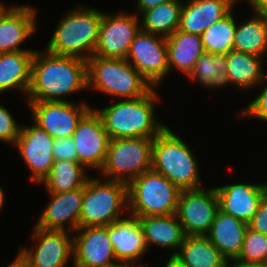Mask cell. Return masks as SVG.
I'll return each mask as SVG.
<instances>
[{
  "label": "cell",
  "mask_w": 267,
  "mask_h": 267,
  "mask_svg": "<svg viewBox=\"0 0 267 267\" xmlns=\"http://www.w3.org/2000/svg\"><path fill=\"white\" fill-rule=\"evenodd\" d=\"M166 41L169 73L170 69L176 68L184 73L183 75L188 76L204 53L201 35L185 33L177 29L166 38Z\"/></svg>",
  "instance_id": "26"
},
{
  "label": "cell",
  "mask_w": 267,
  "mask_h": 267,
  "mask_svg": "<svg viewBox=\"0 0 267 267\" xmlns=\"http://www.w3.org/2000/svg\"><path fill=\"white\" fill-rule=\"evenodd\" d=\"M4 3H1L0 2V14H1V12L6 8V6L5 5H3Z\"/></svg>",
  "instance_id": "46"
},
{
  "label": "cell",
  "mask_w": 267,
  "mask_h": 267,
  "mask_svg": "<svg viewBox=\"0 0 267 267\" xmlns=\"http://www.w3.org/2000/svg\"><path fill=\"white\" fill-rule=\"evenodd\" d=\"M226 267H267V263H246L234 259L227 261Z\"/></svg>",
  "instance_id": "41"
},
{
  "label": "cell",
  "mask_w": 267,
  "mask_h": 267,
  "mask_svg": "<svg viewBox=\"0 0 267 267\" xmlns=\"http://www.w3.org/2000/svg\"><path fill=\"white\" fill-rule=\"evenodd\" d=\"M6 267H31L29 260L23 255V253L18 249L17 256L14 261L7 265Z\"/></svg>",
  "instance_id": "40"
},
{
  "label": "cell",
  "mask_w": 267,
  "mask_h": 267,
  "mask_svg": "<svg viewBox=\"0 0 267 267\" xmlns=\"http://www.w3.org/2000/svg\"><path fill=\"white\" fill-rule=\"evenodd\" d=\"M32 231L35 248L18 247L31 267H66L73 259V234L69 231L43 230L36 226Z\"/></svg>",
  "instance_id": "15"
},
{
  "label": "cell",
  "mask_w": 267,
  "mask_h": 267,
  "mask_svg": "<svg viewBox=\"0 0 267 267\" xmlns=\"http://www.w3.org/2000/svg\"><path fill=\"white\" fill-rule=\"evenodd\" d=\"M34 53L35 51L0 53V93L17 89L27 97Z\"/></svg>",
  "instance_id": "25"
},
{
  "label": "cell",
  "mask_w": 267,
  "mask_h": 267,
  "mask_svg": "<svg viewBox=\"0 0 267 267\" xmlns=\"http://www.w3.org/2000/svg\"><path fill=\"white\" fill-rule=\"evenodd\" d=\"M4 196L5 195H4L3 189L0 186V211H1L2 207H3V205H4V200H5Z\"/></svg>",
  "instance_id": "43"
},
{
  "label": "cell",
  "mask_w": 267,
  "mask_h": 267,
  "mask_svg": "<svg viewBox=\"0 0 267 267\" xmlns=\"http://www.w3.org/2000/svg\"><path fill=\"white\" fill-rule=\"evenodd\" d=\"M78 161L55 160L49 173L39 183L47 192L61 193L73 191L85 185L90 177Z\"/></svg>",
  "instance_id": "28"
},
{
  "label": "cell",
  "mask_w": 267,
  "mask_h": 267,
  "mask_svg": "<svg viewBox=\"0 0 267 267\" xmlns=\"http://www.w3.org/2000/svg\"><path fill=\"white\" fill-rule=\"evenodd\" d=\"M44 51L34 53L26 102L66 101L62 97L87 89L86 60Z\"/></svg>",
  "instance_id": "1"
},
{
  "label": "cell",
  "mask_w": 267,
  "mask_h": 267,
  "mask_svg": "<svg viewBox=\"0 0 267 267\" xmlns=\"http://www.w3.org/2000/svg\"><path fill=\"white\" fill-rule=\"evenodd\" d=\"M236 260L246 263H267V236L248 227L242 250Z\"/></svg>",
  "instance_id": "33"
},
{
  "label": "cell",
  "mask_w": 267,
  "mask_h": 267,
  "mask_svg": "<svg viewBox=\"0 0 267 267\" xmlns=\"http://www.w3.org/2000/svg\"><path fill=\"white\" fill-rule=\"evenodd\" d=\"M226 2H228L231 6H235V4L240 3L238 0H225ZM251 0H248V4L250 5Z\"/></svg>",
  "instance_id": "44"
},
{
  "label": "cell",
  "mask_w": 267,
  "mask_h": 267,
  "mask_svg": "<svg viewBox=\"0 0 267 267\" xmlns=\"http://www.w3.org/2000/svg\"><path fill=\"white\" fill-rule=\"evenodd\" d=\"M120 99L146 95L153 87L126 59L92 56L87 60V89Z\"/></svg>",
  "instance_id": "5"
},
{
  "label": "cell",
  "mask_w": 267,
  "mask_h": 267,
  "mask_svg": "<svg viewBox=\"0 0 267 267\" xmlns=\"http://www.w3.org/2000/svg\"><path fill=\"white\" fill-rule=\"evenodd\" d=\"M137 218L148 249H150V244H154L157 247H162V249L174 250L170 255L177 254L176 250L179 251L186 235L176 213Z\"/></svg>",
  "instance_id": "23"
},
{
  "label": "cell",
  "mask_w": 267,
  "mask_h": 267,
  "mask_svg": "<svg viewBox=\"0 0 267 267\" xmlns=\"http://www.w3.org/2000/svg\"><path fill=\"white\" fill-rule=\"evenodd\" d=\"M263 188V197L267 199V182L261 183Z\"/></svg>",
  "instance_id": "45"
},
{
  "label": "cell",
  "mask_w": 267,
  "mask_h": 267,
  "mask_svg": "<svg viewBox=\"0 0 267 267\" xmlns=\"http://www.w3.org/2000/svg\"><path fill=\"white\" fill-rule=\"evenodd\" d=\"M247 228L244 221L218 210L206 237L230 261L238 258Z\"/></svg>",
  "instance_id": "22"
},
{
  "label": "cell",
  "mask_w": 267,
  "mask_h": 267,
  "mask_svg": "<svg viewBox=\"0 0 267 267\" xmlns=\"http://www.w3.org/2000/svg\"><path fill=\"white\" fill-rule=\"evenodd\" d=\"M48 193L50 201L41 212L35 226L43 230H69L74 233L79 228L83 187L73 191Z\"/></svg>",
  "instance_id": "17"
},
{
  "label": "cell",
  "mask_w": 267,
  "mask_h": 267,
  "mask_svg": "<svg viewBox=\"0 0 267 267\" xmlns=\"http://www.w3.org/2000/svg\"><path fill=\"white\" fill-rule=\"evenodd\" d=\"M73 234L74 267H112L120 265L109 237L108 226L79 227Z\"/></svg>",
  "instance_id": "14"
},
{
  "label": "cell",
  "mask_w": 267,
  "mask_h": 267,
  "mask_svg": "<svg viewBox=\"0 0 267 267\" xmlns=\"http://www.w3.org/2000/svg\"><path fill=\"white\" fill-rule=\"evenodd\" d=\"M37 10L30 5L6 7L0 14V53L35 51L19 48L36 31Z\"/></svg>",
  "instance_id": "19"
},
{
  "label": "cell",
  "mask_w": 267,
  "mask_h": 267,
  "mask_svg": "<svg viewBox=\"0 0 267 267\" xmlns=\"http://www.w3.org/2000/svg\"><path fill=\"white\" fill-rule=\"evenodd\" d=\"M226 71V55L204 52L187 78L195 80L199 84L201 83L200 85L206 89L216 90V88L225 87Z\"/></svg>",
  "instance_id": "31"
},
{
  "label": "cell",
  "mask_w": 267,
  "mask_h": 267,
  "mask_svg": "<svg viewBox=\"0 0 267 267\" xmlns=\"http://www.w3.org/2000/svg\"><path fill=\"white\" fill-rule=\"evenodd\" d=\"M248 227L253 231L259 232L267 236V199L262 198L258 206L257 212L248 223Z\"/></svg>",
  "instance_id": "37"
},
{
  "label": "cell",
  "mask_w": 267,
  "mask_h": 267,
  "mask_svg": "<svg viewBox=\"0 0 267 267\" xmlns=\"http://www.w3.org/2000/svg\"><path fill=\"white\" fill-rule=\"evenodd\" d=\"M109 237L116 260L125 267H148L137 264L139 258L149 250L138 218L132 215L114 221L109 225Z\"/></svg>",
  "instance_id": "18"
},
{
  "label": "cell",
  "mask_w": 267,
  "mask_h": 267,
  "mask_svg": "<svg viewBox=\"0 0 267 267\" xmlns=\"http://www.w3.org/2000/svg\"><path fill=\"white\" fill-rule=\"evenodd\" d=\"M21 124L15 120L9 109L0 105V141L6 144H16Z\"/></svg>",
  "instance_id": "34"
},
{
  "label": "cell",
  "mask_w": 267,
  "mask_h": 267,
  "mask_svg": "<svg viewBox=\"0 0 267 267\" xmlns=\"http://www.w3.org/2000/svg\"><path fill=\"white\" fill-rule=\"evenodd\" d=\"M153 87L146 95L134 99H120L110 106L95 109L100 115L110 139L155 138L166 126L155 118L159 95Z\"/></svg>",
  "instance_id": "2"
},
{
  "label": "cell",
  "mask_w": 267,
  "mask_h": 267,
  "mask_svg": "<svg viewBox=\"0 0 267 267\" xmlns=\"http://www.w3.org/2000/svg\"><path fill=\"white\" fill-rule=\"evenodd\" d=\"M153 139H110L106 159L100 170L102 178L128 184L142 173L151 170Z\"/></svg>",
  "instance_id": "8"
},
{
  "label": "cell",
  "mask_w": 267,
  "mask_h": 267,
  "mask_svg": "<svg viewBox=\"0 0 267 267\" xmlns=\"http://www.w3.org/2000/svg\"><path fill=\"white\" fill-rule=\"evenodd\" d=\"M72 138L77 161L86 169L100 171L106 159L110 137L95 108H91L81 118Z\"/></svg>",
  "instance_id": "13"
},
{
  "label": "cell",
  "mask_w": 267,
  "mask_h": 267,
  "mask_svg": "<svg viewBox=\"0 0 267 267\" xmlns=\"http://www.w3.org/2000/svg\"><path fill=\"white\" fill-rule=\"evenodd\" d=\"M52 148L54 160L77 161L76 147L72 136L55 139Z\"/></svg>",
  "instance_id": "36"
},
{
  "label": "cell",
  "mask_w": 267,
  "mask_h": 267,
  "mask_svg": "<svg viewBox=\"0 0 267 267\" xmlns=\"http://www.w3.org/2000/svg\"><path fill=\"white\" fill-rule=\"evenodd\" d=\"M219 210L249 223L263 198L262 184L236 183L214 187Z\"/></svg>",
  "instance_id": "20"
},
{
  "label": "cell",
  "mask_w": 267,
  "mask_h": 267,
  "mask_svg": "<svg viewBox=\"0 0 267 267\" xmlns=\"http://www.w3.org/2000/svg\"><path fill=\"white\" fill-rule=\"evenodd\" d=\"M219 210L214 187L181 190L176 215L186 236H206Z\"/></svg>",
  "instance_id": "10"
},
{
  "label": "cell",
  "mask_w": 267,
  "mask_h": 267,
  "mask_svg": "<svg viewBox=\"0 0 267 267\" xmlns=\"http://www.w3.org/2000/svg\"><path fill=\"white\" fill-rule=\"evenodd\" d=\"M88 178L83 186L79 227L108 226L128 211L127 183Z\"/></svg>",
  "instance_id": "6"
},
{
  "label": "cell",
  "mask_w": 267,
  "mask_h": 267,
  "mask_svg": "<svg viewBox=\"0 0 267 267\" xmlns=\"http://www.w3.org/2000/svg\"><path fill=\"white\" fill-rule=\"evenodd\" d=\"M250 7L255 14L267 20V0H251Z\"/></svg>",
  "instance_id": "39"
},
{
  "label": "cell",
  "mask_w": 267,
  "mask_h": 267,
  "mask_svg": "<svg viewBox=\"0 0 267 267\" xmlns=\"http://www.w3.org/2000/svg\"><path fill=\"white\" fill-rule=\"evenodd\" d=\"M259 86L261 88L260 93L254 97L255 99L246 108L237 113L239 117L247 116L267 122V78Z\"/></svg>",
  "instance_id": "35"
},
{
  "label": "cell",
  "mask_w": 267,
  "mask_h": 267,
  "mask_svg": "<svg viewBox=\"0 0 267 267\" xmlns=\"http://www.w3.org/2000/svg\"><path fill=\"white\" fill-rule=\"evenodd\" d=\"M183 2L184 0H171L142 12L139 14L142 16L141 30L167 38L179 27Z\"/></svg>",
  "instance_id": "29"
},
{
  "label": "cell",
  "mask_w": 267,
  "mask_h": 267,
  "mask_svg": "<svg viewBox=\"0 0 267 267\" xmlns=\"http://www.w3.org/2000/svg\"><path fill=\"white\" fill-rule=\"evenodd\" d=\"M164 267H187L176 255H170Z\"/></svg>",
  "instance_id": "42"
},
{
  "label": "cell",
  "mask_w": 267,
  "mask_h": 267,
  "mask_svg": "<svg viewBox=\"0 0 267 267\" xmlns=\"http://www.w3.org/2000/svg\"><path fill=\"white\" fill-rule=\"evenodd\" d=\"M234 9L225 0H185L182 5L178 30L201 35L212 24Z\"/></svg>",
  "instance_id": "21"
},
{
  "label": "cell",
  "mask_w": 267,
  "mask_h": 267,
  "mask_svg": "<svg viewBox=\"0 0 267 267\" xmlns=\"http://www.w3.org/2000/svg\"><path fill=\"white\" fill-rule=\"evenodd\" d=\"M226 59L225 87L230 84L246 91L259 86L267 78L262 57L232 50L226 54Z\"/></svg>",
  "instance_id": "24"
},
{
  "label": "cell",
  "mask_w": 267,
  "mask_h": 267,
  "mask_svg": "<svg viewBox=\"0 0 267 267\" xmlns=\"http://www.w3.org/2000/svg\"><path fill=\"white\" fill-rule=\"evenodd\" d=\"M127 187V215L145 217L176 213L181 190L164 175L149 170L131 180Z\"/></svg>",
  "instance_id": "7"
},
{
  "label": "cell",
  "mask_w": 267,
  "mask_h": 267,
  "mask_svg": "<svg viewBox=\"0 0 267 267\" xmlns=\"http://www.w3.org/2000/svg\"><path fill=\"white\" fill-rule=\"evenodd\" d=\"M176 256L187 267H226L227 264L206 236H186Z\"/></svg>",
  "instance_id": "27"
},
{
  "label": "cell",
  "mask_w": 267,
  "mask_h": 267,
  "mask_svg": "<svg viewBox=\"0 0 267 267\" xmlns=\"http://www.w3.org/2000/svg\"><path fill=\"white\" fill-rule=\"evenodd\" d=\"M78 103V104H77ZM36 125L52 138L70 137L81 118L92 108L86 102L38 101L27 102Z\"/></svg>",
  "instance_id": "12"
},
{
  "label": "cell",
  "mask_w": 267,
  "mask_h": 267,
  "mask_svg": "<svg viewBox=\"0 0 267 267\" xmlns=\"http://www.w3.org/2000/svg\"><path fill=\"white\" fill-rule=\"evenodd\" d=\"M198 165L187 142L168 126L153 139L151 170L164 175L180 190L203 187Z\"/></svg>",
  "instance_id": "4"
},
{
  "label": "cell",
  "mask_w": 267,
  "mask_h": 267,
  "mask_svg": "<svg viewBox=\"0 0 267 267\" xmlns=\"http://www.w3.org/2000/svg\"><path fill=\"white\" fill-rule=\"evenodd\" d=\"M105 13L99 25L98 43L93 56L126 59L130 45L141 30L135 12ZM139 18V19H138Z\"/></svg>",
  "instance_id": "11"
},
{
  "label": "cell",
  "mask_w": 267,
  "mask_h": 267,
  "mask_svg": "<svg viewBox=\"0 0 267 267\" xmlns=\"http://www.w3.org/2000/svg\"><path fill=\"white\" fill-rule=\"evenodd\" d=\"M233 50L264 58L267 53V20L254 13L244 23H237Z\"/></svg>",
  "instance_id": "30"
},
{
  "label": "cell",
  "mask_w": 267,
  "mask_h": 267,
  "mask_svg": "<svg viewBox=\"0 0 267 267\" xmlns=\"http://www.w3.org/2000/svg\"><path fill=\"white\" fill-rule=\"evenodd\" d=\"M171 0H137V6H136V14L139 16V13L141 14L142 12L146 10H150L155 8L156 6L162 4L163 2H167Z\"/></svg>",
  "instance_id": "38"
},
{
  "label": "cell",
  "mask_w": 267,
  "mask_h": 267,
  "mask_svg": "<svg viewBox=\"0 0 267 267\" xmlns=\"http://www.w3.org/2000/svg\"><path fill=\"white\" fill-rule=\"evenodd\" d=\"M102 16L100 10L83 5L68 10L57 24L45 49L53 54L87 61L96 49Z\"/></svg>",
  "instance_id": "3"
},
{
  "label": "cell",
  "mask_w": 267,
  "mask_h": 267,
  "mask_svg": "<svg viewBox=\"0 0 267 267\" xmlns=\"http://www.w3.org/2000/svg\"><path fill=\"white\" fill-rule=\"evenodd\" d=\"M54 141V138L34 122L30 126L21 125L14 146L30 169V180L38 185L49 173L55 161L52 154Z\"/></svg>",
  "instance_id": "16"
},
{
  "label": "cell",
  "mask_w": 267,
  "mask_h": 267,
  "mask_svg": "<svg viewBox=\"0 0 267 267\" xmlns=\"http://www.w3.org/2000/svg\"><path fill=\"white\" fill-rule=\"evenodd\" d=\"M126 60L152 87L159 86L169 75L166 38L140 30Z\"/></svg>",
  "instance_id": "9"
},
{
  "label": "cell",
  "mask_w": 267,
  "mask_h": 267,
  "mask_svg": "<svg viewBox=\"0 0 267 267\" xmlns=\"http://www.w3.org/2000/svg\"><path fill=\"white\" fill-rule=\"evenodd\" d=\"M232 10L220 21L212 24L201 34L204 52L226 55L233 50L236 18Z\"/></svg>",
  "instance_id": "32"
}]
</instances>
